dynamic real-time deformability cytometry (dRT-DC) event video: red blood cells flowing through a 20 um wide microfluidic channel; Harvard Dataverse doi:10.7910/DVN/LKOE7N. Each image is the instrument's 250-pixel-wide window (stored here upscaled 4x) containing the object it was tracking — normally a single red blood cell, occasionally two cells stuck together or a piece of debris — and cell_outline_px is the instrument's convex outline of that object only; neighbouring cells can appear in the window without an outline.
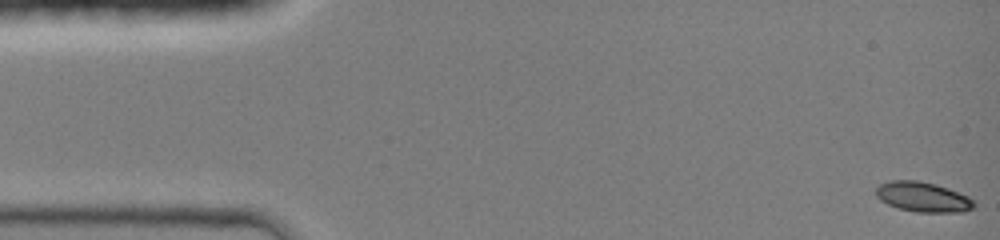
{"species": "common noctule bat (a hibernating species)", "species_latin": "Nyctalus noctula", "temperature_condition": "room temperature", "stored_images_in_passage": 9, "camera_frame_rate_fps": 3000, "um_per_image_px": 0.085, "animal": {"sex": "female", "body_mass_g": 19.0, "forearm_length_mm": 51.5}, "frame": {"image": 1, "passage_image": 1, "time_ms": 0.0, "image_size_px": [1000, 240], "cell_outline_px": [[976, 204], [972, 208], [964, 212], [916, 212], [900, 208], [888, 204], [880, 200], [876, 196], [876, 188], [880, 184], [888, 180], [916, 180], [936, 184], [948, 188], [968, 196], [976, 200]], "centroid_in_image_um": [78.47, 16.73], "position_along_channel_um": 6.5, "area_um2": 17.22}}